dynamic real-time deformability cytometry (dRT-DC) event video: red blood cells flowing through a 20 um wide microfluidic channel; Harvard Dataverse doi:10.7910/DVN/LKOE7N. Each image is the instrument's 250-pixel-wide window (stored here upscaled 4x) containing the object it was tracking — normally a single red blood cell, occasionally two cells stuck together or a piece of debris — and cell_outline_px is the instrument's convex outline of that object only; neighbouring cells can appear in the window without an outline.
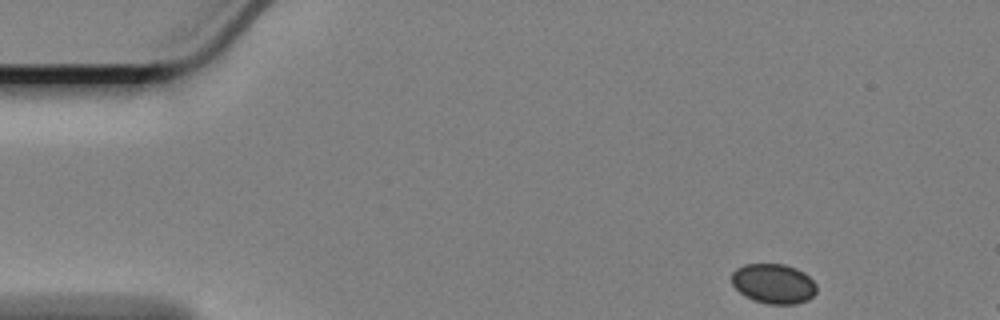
{"species": "Egyptian fruit bat (a non-hibernating species)", "species_latin": "Rousettus aegyptiacus", "temperature_condition": "cold", "stored_images_in_passage": 10, "camera_frame_rate_fps": 3000, "um_per_image_px": 0.085, "animal": {"sex": "female"}, "frame": {"image": 1, "passage_image": 1, "time_ms": 0.0, "image_size_px": [1000, 320], "cell_outline_px": [[816, 292], [808, 300], [796, 304], [768, 304], [752, 300], [744, 296], [732, 284], [732, 272], [736, 268], [744, 264], [784, 264], [796, 268], [804, 272], [816, 284]], "centroid_in_image_um": [65.74, 24.11], "position_along_channel_um": 19.3, "area_um2": 19.83}}